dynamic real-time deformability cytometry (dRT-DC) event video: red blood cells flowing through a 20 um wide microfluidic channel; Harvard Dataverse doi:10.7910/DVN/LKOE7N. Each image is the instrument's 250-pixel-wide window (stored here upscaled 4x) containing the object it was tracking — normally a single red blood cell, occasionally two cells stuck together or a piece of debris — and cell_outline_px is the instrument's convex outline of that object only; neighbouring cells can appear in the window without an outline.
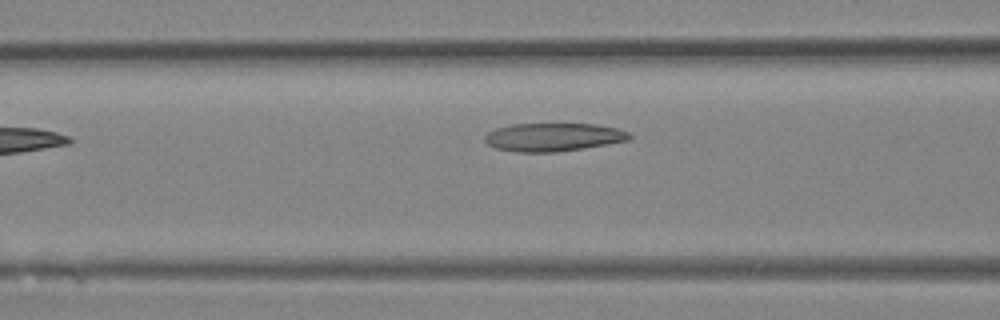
{"species": "Egyptian fruit bat (a non-hibernating species)", "species_latin": "Rousettus aegyptiacus", "temperature_condition": "room temperature", "stored_images_in_passage": 24, "camera_frame_rate_fps": 3000, "um_per_image_px": 0.085, "animal": {"sex": "female"}, "frame": {"image": 1, "passage_image": 5, "time_ms": 1.333, "image_size_px": [1000, 320], "cell_outline_px": [[632, 140], [584, 148], [556, 152], [516, 152], [496, 148], [488, 144], [484, 140], [484, 136], [488, 132], [496, 128], [512, 124], [596, 124], [616, 128], [628, 132], [632, 136]], "centroid_in_image_um": [47.04, 11.66], "position_along_channel_um": 119.6, "area_um2": 23.87}}
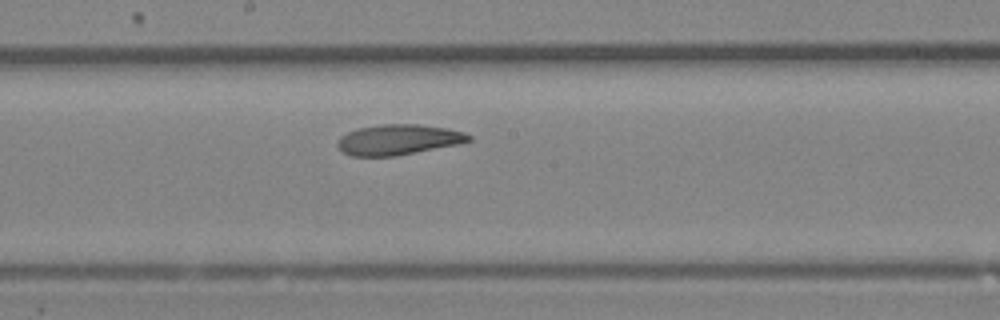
{"frame": {"image": 2, "passage_image": 10, "time_ms": 3.0, "image_size_px": [1000, 320], "cell_outline_px": [[472, 140], [460, 144], [396, 156], [352, 156], [344, 152], [336, 144], [340, 136], [356, 128], [380, 124], [416, 124], [448, 128], [464, 132], [472, 136]], "centroid_in_image_um": [33.88, 11.86], "position_along_channel_um": 214.3, "area_um2": 23.41}}
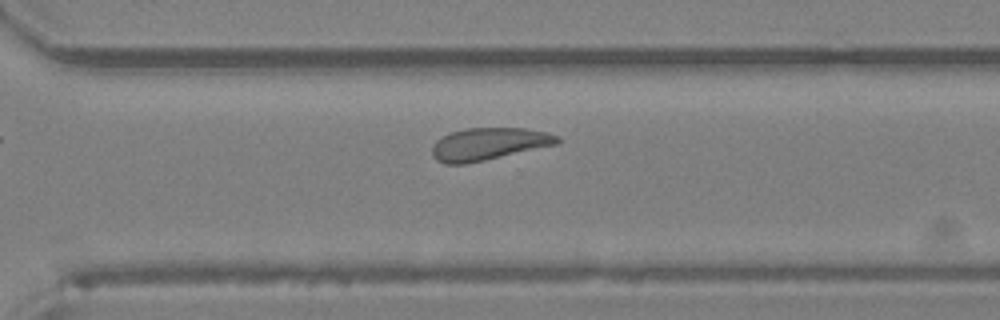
{"frame": {"image": 3, "passage_image": 16, "time_ms": 5.0, "image_size_px": [1000, 320], "cell_outline_px": [[560, 140], [556, 144], [484, 160], [464, 164], [444, 164], [436, 160], [432, 156], [432, 144], [440, 136], [464, 128], [524, 128], [544, 132], [560, 136]], "centroid_in_image_um": [41.46, 12.23], "position_along_channel_um": 329.1, "area_um2": 23.47}}